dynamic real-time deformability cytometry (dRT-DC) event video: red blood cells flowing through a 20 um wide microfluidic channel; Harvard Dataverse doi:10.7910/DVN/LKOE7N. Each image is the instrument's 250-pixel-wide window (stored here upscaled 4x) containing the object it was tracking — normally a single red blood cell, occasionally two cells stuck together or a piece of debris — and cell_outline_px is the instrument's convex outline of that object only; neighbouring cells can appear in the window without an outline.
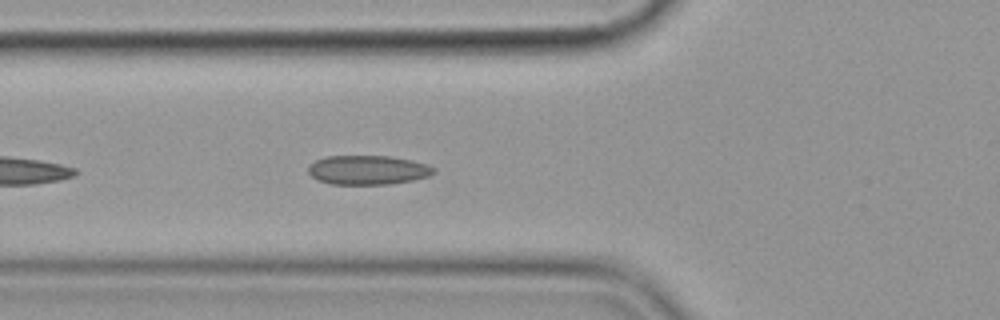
{"species": "common noctule bat (a hibernating species)", "species_latin": "Nyctalus noctula", "temperature_condition": "cold", "stored_images_in_passage": 40, "camera_frame_rate_fps": 3000, "um_per_image_px": 0.085, "animal": {"sex": "female", "body_mass_g": 19.9}, "frame": {"image": 1, "passage_image": 6, "time_ms": 1.667, "image_size_px": [1000, 320], "cell_outline_px": [[436, 172], [428, 176], [412, 180], [388, 184], [332, 184], [320, 180], [312, 176], [308, 172], [308, 168], [316, 160], [328, 156], [388, 156], [412, 160], [428, 164], [436, 168]], "centroid_in_image_um": [31.31, 14.44], "position_along_channel_um": 94.5, "area_um2": 21.21}}
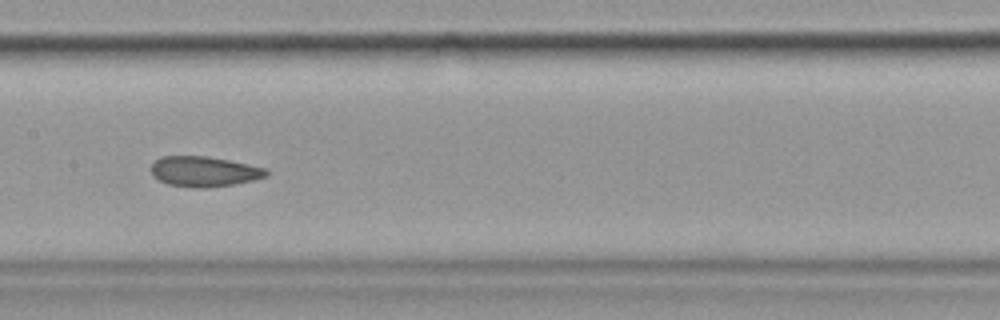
{"frame": {"image": 2, "passage_image": 14, "time_ms": 4.333, "image_size_px": [1000, 320], "cell_outline_px": [[268, 176], [252, 180], [232, 184], [208, 188], [196, 188], [168, 184], [152, 176], [152, 164], [160, 156], [208, 156], [268, 168]], "centroid_in_image_um": [17.36, 14.57], "position_along_channel_um": 190.0, "area_um2": 20.29}}
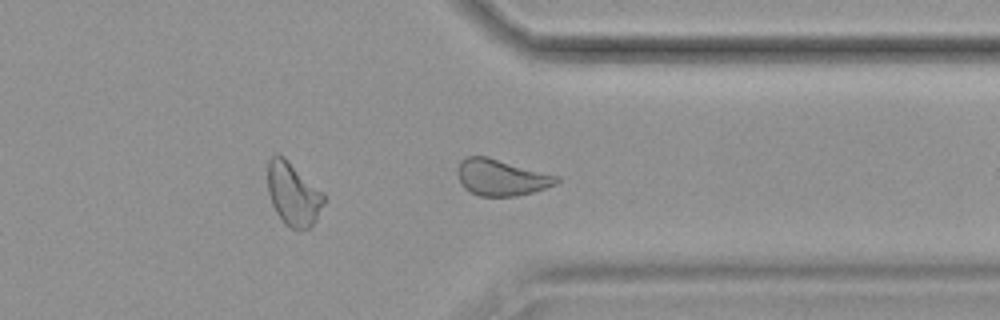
{"frame": {"image": 3, "passage_image": 29, "time_ms": 9.333, "image_size_px": [1000, 320], "cell_outline_px": [[560, 180], [556, 184], [532, 192], [516, 196], [480, 196], [464, 188], [460, 184], [456, 172], [460, 160], [468, 156], [488, 156], [560, 176]], "centroid_in_image_um": [42.59, 15.07], "position_along_channel_um": 368.8, "area_um2": 21.15}, "authors_computed_cell_mechanics": {"area_um2": 20.6924, "velocity_mm_per_s": 3.576, "shape_relaxation_time_tau1_ms": null, "shape_relaxation_time_tau2_ms": 2.2461, "deformation_change_tau1": null, "deformation_change_tau2": 0.074}}